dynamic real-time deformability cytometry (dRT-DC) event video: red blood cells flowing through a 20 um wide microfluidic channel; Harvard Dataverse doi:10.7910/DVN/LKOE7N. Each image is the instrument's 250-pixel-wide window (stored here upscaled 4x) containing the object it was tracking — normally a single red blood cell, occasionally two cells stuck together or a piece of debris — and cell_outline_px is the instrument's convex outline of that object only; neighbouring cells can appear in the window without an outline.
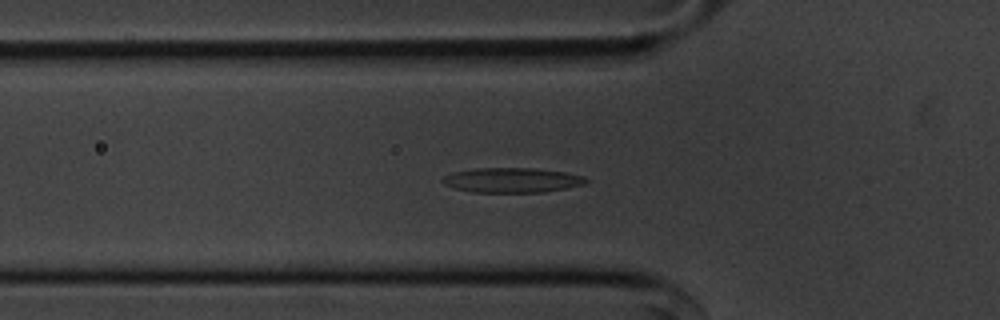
{"species": "common noctule bat (a hibernating species)", "species_latin": "Nyctalus noctula", "temperature_condition": "cold", "stored_images_in_passage": 43, "camera_frame_rate_fps": 3000, "um_per_image_px": 0.085, "animal": {"sex": "male", "body_mass_g": 20.1, "forearm_length_mm": 53.5}, "frame": {"image": 1, "passage_image": 6, "time_ms": 1.667, "image_size_px": [1000, 320], "cell_outline_px": [[588, 180], [584, 184], [568, 188], [544, 192], [472, 192], [456, 188], [444, 184], [440, 180], [444, 176], [456, 172], [476, 168], [536, 168], [564, 172], [584, 176]], "centroid_in_image_um": [43.55, 15.31], "position_along_channel_um": 82.3, "area_um2": 20.63}}
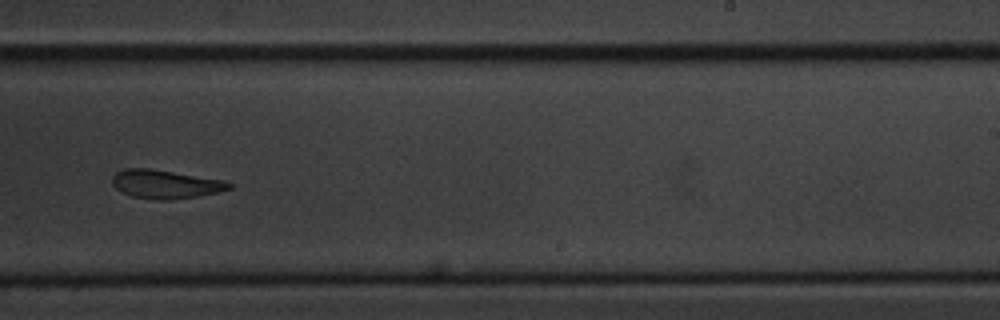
{"frame": {"image": 2, "passage_image": 22, "time_ms": 7.0, "image_size_px": [1000, 320], "cell_outline_px": [[232, 188], [220, 192], [196, 196], [168, 200], [156, 200], [132, 196], [116, 188], [112, 184], [112, 176], [116, 172], [124, 168], [148, 168], [224, 180], [232, 184]], "centroid_in_image_um": [14.05, 15.65], "position_along_channel_um": 274.9, "area_um2": 19.36}}
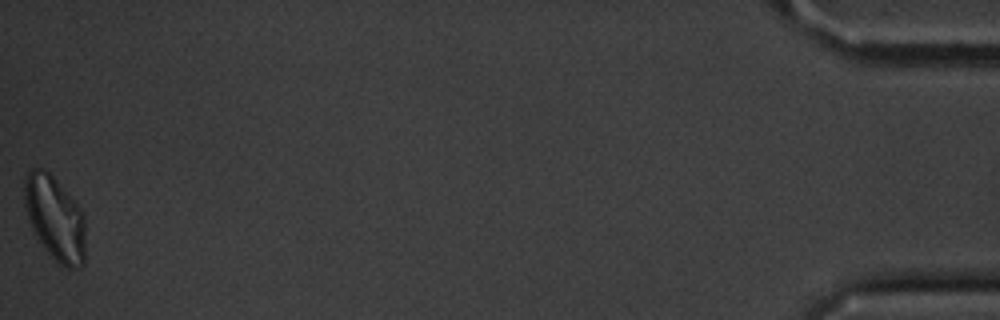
{"frame": {"image": 3, "passage_image": 43, "time_ms": 14.0, "image_size_px": [1000, 320], "cell_outline_px": [[84, 264], [80, 268], [68, 268], [60, 264], [48, 252], [32, 232], [24, 204], [24, 176], [32, 168], [44, 168], [56, 180], [84, 212]], "centroid_in_image_um": [4.65, 18.54], "position_along_channel_um": 430.5, "area_um2": 30.0}, "authors_computed_cell_mechanics": {"area_um2": 20.9236, "velocity_mm_per_s": 3.6001, "shape_relaxation_time_tau1_ms": 4.762, "shape_relaxation_time_tau2_ms": 3.8092, "deformation_change_tau1": 0.1315, "deformation_change_tau2": 0.127}}